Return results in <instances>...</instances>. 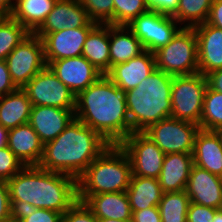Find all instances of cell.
Wrapping results in <instances>:
<instances>
[{"instance_id":"cell-34","label":"cell","mask_w":222,"mask_h":222,"mask_svg":"<svg viewBox=\"0 0 222 222\" xmlns=\"http://www.w3.org/2000/svg\"><path fill=\"white\" fill-rule=\"evenodd\" d=\"M88 17L97 24L113 25V0H79Z\"/></svg>"},{"instance_id":"cell-50","label":"cell","mask_w":222,"mask_h":222,"mask_svg":"<svg viewBox=\"0 0 222 222\" xmlns=\"http://www.w3.org/2000/svg\"><path fill=\"white\" fill-rule=\"evenodd\" d=\"M218 132L220 133V135L222 137V128Z\"/></svg>"},{"instance_id":"cell-49","label":"cell","mask_w":222,"mask_h":222,"mask_svg":"<svg viewBox=\"0 0 222 222\" xmlns=\"http://www.w3.org/2000/svg\"><path fill=\"white\" fill-rule=\"evenodd\" d=\"M0 222H18L16 213H14L13 215L9 216L8 218L0 220Z\"/></svg>"},{"instance_id":"cell-27","label":"cell","mask_w":222,"mask_h":222,"mask_svg":"<svg viewBox=\"0 0 222 222\" xmlns=\"http://www.w3.org/2000/svg\"><path fill=\"white\" fill-rule=\"evenodd\" d=\"M126 193L132 211L158 206L162 190L158 179L132 175Z\"/></svg>"},{"instance_id":"cell-25","label":"cell","mask_w":222,"mask_h":222,"mask_svg":"<svg viewBox=\"0 0 222 222\" xmlns=\"http://www.w3.org/2000/svg\"><path fill=\"white\" fill-rule=\"evenodd\" d=\"M82 56L103 75L110 71L109 24H97L89 32L83 45Z\"/></svg>"},{"instance_id":"cell-13","label":"cell","mask_w":222,"mask_h":222,"mask_svg":"<svg viewBox=\"0 0 222 222\" xmlns=\"http://www.w3.org/2000/svg\"><path fill=\"white\" fill-rule=\"evenodd\" d=\"M97 25L90 21L80 28L56 31L46 34L43 38L44 58L48 66L52 61L82 55L83 45L89 32Z\"/></svg>"},{"instance_id":"cell-5","label":"cell","mask_w":222,"mask_h":222,"mask_svg":"<svg viewBox=\"0 0 222 222\" xmlns=\"http://www.w3.org/2000/svg\"><path fill=\"white\" fill-rule=\"evenodd\" d=\"M131 176L126 152L119 144H110L77 179L78 195L125 192Z\"/></svg>"},{"instance_id":"cell-17","label":"cell","mask_w":222,"mask_h":222,"mask_svg":"<svg viewBox=\"0 0 222 222\" xmlns=\"http://www.w3.org/2000/svg\"><path fill=\"white\" fill-rule=\"evenodd\" d=\"M74 119L75 112L69 109L32 106L28 123L45 145L58 137Z\"/></svg>"},{"instance_id":"cell-20","label":"cell","mask_w":222,"mask_h":222,"mask_svg":"<svg viewBox=\"0 0 222 222\" xmlns=\"http://www.w3.org/2000/svg\"><path fill=\"white\" fill-rule=\"evenodd\" d=\"M97 218L132 220V210L125 192L78 195Z\"/></svg>"},{"instance_id":"cell-12","label":"cell","mask_w":222,"mask_h":222,"mask_svg":"<svg viewBox=\"0 0 222 222\" xmlns=\"http://www.w3.org/2000/svg\"><path fill=\"white\" fill-rule=\"evenodd\" d=\"M131 162L132 175L158 179L165 153L143 132H132L120 144Z\"/></svg>"},{"instance_id":"cell-10","label":"cell","mask_w":222,"mask_h":222,"mask_svg":"<svg viewBox=\"0 0 222 222\" xmlns=\"http://www.w3.org/2000/svg\"><path fill=\"white\" fill-rule=\"evenodd\" d=\"M22 89L32 106H50L75 111L76 96L47 65Z\"/></svg>"},{"instance_id":"cell-30","label":"cell","mask_w":222,"mask_h":222,"mask_svg":"<svg viewBox=\"0 0 222 222\" xmlns=\"http://www.w3.org/2000/svg\"><path fill=\"white\" fill-rule=\"evenodd\" d=\"M190 202L186 190L163 193L158 205L161 222H187Z\"/></svg>"},{"instance_id":"cell-1","label":"cell","mask_w":222,"mask_h":222,"mask_svg":"<svg viewBox=\"0 0 222 222\" xmlns=\"http://www.w3.org/2000/svg\"><path fill=\"white\" fill-rule=\"evenodd\" d=\"M74 112L109 144H120L131 134L125 93L106 75L76 95Z\"/></svg>"},{"instance_id":"cell-43","label":"cell","mask_w":222,"mask_h":222,"mask_svg":"<svg viewBox=\"0 0 222 222\" xmlns=\"http://www.w3.org/2000/svg\"><path fill=\"white\" fill-rule=\"evenodd\" d=\"M207 23L222 29V0H213Z\"/></svg>"},{"instance_id":"cell-26","label":"cell","mask_w":222,"mask_h":222,"mask_svg":"<svg viewBox=\"0 0 222 222\" xmlns=\"http://www.w3.org/2000/svg\"><path fill=\"white\" fill-rule=\"evenodd\" d=\"M32 104L23 89L0 96V124L10 130L27 124Z\"/></svg>"},{"instance_id":"cell-45","label":"cell","mask_w":222,"mask_h":222,"mask_svg":"<svg viewBox=\"0 0 222 222\" xmlns=\"http://www.w3.org/2000/svg\"><path fill=\"white\" fill-rule=\"evenodd\" d=\"M14 6V0H0V17H11Z\"/></svg>"},{"instance_id":"cell-28","label":"cell","mask_w":222,"mask_h":222,"mask_svg":"<svg viewBox=\"0 0 222 222\" xmlns=\"http://www.w3.org/2000/svg\"><path fill=\"white\" fill-rule=\"evenodd\" d=\"M57 0H14L11 17L34 33L53 10Z\"/></svg>"},{"instance_id":"cell-38","label":"cell","mask_w":222,"mask_h":222,"mask_svg":"<svg viewBox=\"0 0 222 222\" xmlns=\"http://www.w3.org/2000/svg\"><path fill=\"white\" fill-rule=\"evenodd\" d=\"M217 210L190 202L187 212V222H212Z\"/></svg>"},{"instance_id":"cell-32","label":"cell","mask_w":222,"mask_h":222,"mask_svg":"<svg viewBox=\"0 0 222 222\" xmlns=\"http://www.w3.org/2000/svg\"><path fill=\"white\" fill-rule=\"evenodd\" d=\"M222 128V93L207 87L203 110L200 120V129L219 131Z\"/></svg>"},{"instance_id":"cell-33","label":"cell","mask_w":222,"mask_h":222,"mask_svg":"<svg viewBox=\"0 0 222 222\" xmlns=\"http://www.w3.org/2000/svg\"><path fill=\"white\" fill-rule=\"evenodd\" d=\"M113 25H128L149 10L144 0H113Z\"/></svg>"},{"instance_id":"cell-15","label":"cell","mask_w":222,"mask_h":222,"mask_svg":"<svg viewBox=\"0 0 222 222\" xmlns=\"http://www.w3.org/2000/svg\"><path fill=\"white\" fill-rule=\"evenodd\" d=\"M190 201L215 209L222 208V177L192 165L186 187Z\"/></svg>"},{"instance_id":"cell-3","label":"cell","mask_w":222,"mask_h":222,"mask_svg":"<svg viewBox=\"0 0 222 222\" xmlns=\"http://www.w3.org/2000/svg\"><path fill=\"white\" fill-rule=\"evenodd\" d=\"M109 145L99 133L75 118L58 137L44 145L38 167L78 179Z\"/></svg>"},{"instance_id":"cell-16","label":"cell","mask_w":222,"mask_h":222,"mask_svg":"<svg viewBox=\"0 0 222 222\" xmlns=\"http://www.w3.org/2000/svg\"><path fill=\"white\" fill-rule=\"evenodd\" d=\"M90 21L79 0H57L53 10L34 34L42 39L48 33L84 27Z\"/></svg>"},{"instance_id":"cell-18","label":"cell","mask_w":222,"mask_h":222,"mask_svg":"<svg viewBox=\"0 0 222 222\" xmlns=\"http://www.w3.org/2000/svg\"><path fill=\"white\" fill-rule=\"evenodd\" d=\"M155 69L154 54L145 50L125 63L114 65L106 76L120 90L127 92L137 87Z\"/></svg>"},{"instance_id":"cell-48","label":"cell","mask_w":222,"mask_h":222,"mask_svg":"<svg viewBox=\"0 0 222 222\" xmlns=\"http://www.w3.org/2000/svg\"><path fill=\"white\" fill-rule=\"evenodd\" d=\"M98 222H132V220H115V219H106V218H98Z\"/></svg>"},{"instance_id":"cell-24","label":"cell","mask_w":222,"mask_h":222,"mask_svg":"<svg viewBox=\"0 0 222 222\" xmlns=\"http://www.w3.org/2000/svg\"><path fill=\"white\" fill-rule=\"evenodd\" d=\"M110 69L125 63L145 51L140 40L126 25L109 24Z\"/></svg>"},{"instance_id":"cell-37","label":"cell","mask_w":222,"mask_h":222,"mask_svg":"<svg viewBox=\"0 0 222 222\" xmlns=\"http://www.w3.org/2000/svg\"><path fill=\"white\" fill-rule=\"evenodd\" d=\"M62 222H98V218L84 202L77 200L62 215Z\"/></svg>"},{"instance_id":"cell-19","label":"cell","mask_w":222,"mask_h":222,"mask_svg":"<svg viewBox=\"0 0 222 222\" xmlns=\"http://www.w3.org/2000/svg\"><path fill=\"white\" fill-rule=\"evenodd\" d=\"M194 30L198 42V72L206 76L222 69V29L205 22Z\"/></svg>"},{"instance_id":"cell-4","label":"cell","mask_w":222,"mask_h":222,"mask_svg":"<svg viewBox=\"0 0 222 222\" xmlns=\"http://www.w3.org/2000/svg\"><path fill=\"white\" fill-rule=\"evenodd\" d=\"M173 76L155 69L137 87L125 93L132 132H144L149 126L171 117Z\"/></svg>"},{"instance_id":"cell-41","label":"cell","mask_w":222,"mask_h":222,"mask_svg":"<svg viewBox=\"0 0 222 222\" xmlns=\"http://www.w3.org/2000/svg\"><path fill=\"white\" fill-rule=\"evenodd\" d=\"M132 222H161L158 206L132 211Z\"/></svg>"},{"instance_id":"cell-2","label":"cell","mask_w":222,"mask_h":222,"mask_svg":"<svg viewBox=\"0 0 222 222\" xmlns=\"http://www.w3.org/2000/svg\"><path fill=\"white\" fill-rule=\"evenodd\" d=\"M7 183L15 213L42 208L63 215L78 200L76 178L38 166H24Z\"/></svg>"},{"instance_id":"cell-40","label":"cell","mask_w":222,"mask_h":222,"mask_svg":"<svg viewBox=\"0 0 222 222\" xmlns=\"http://www.w3.org/2000/svg\"><path fill=\"white\" fill-rule=\"evenodd\" d=\"M14 213L10 201L8 183L7 181L0 179V220L8 218Z\"/></svg>"},{"instance_id":"cell-35","label":"cell","mask_w":222,"mask_h":222,"mask_svg":"<svg viewBox=\"0 0 222 222\" xmlns=\"http://www.w3.org/2000/svg\"><path fill=\"white\" fill-rule=\"evenodd\" d=\"M18 222H62V214L49 209L28 208L16 212Z\"/></svg>"},{"instance_id":"cell-11","label":"cell","mask_w":222,"mask_h":222,"mask_svg":"<svg viewBox=\"0 0 222 222\" xmlns=\"http://www.w3.org/2000/svg\"><path fill=\"white\" fill-rule=\"evenodd\" d=\"M170 15L148 10L127 26L140 40L145 50L154 52L167 45L182 28Z\"/></svg>"},{"instance_id":"cell-46","label":"cell","mask_w":222,"mask_h":222,"mask_svg":"<svg viewBox=\"0 0 222 222\" xmlns=\"http://www.w3.org/2000/svg\"><path fill=\"white\" fill-rule=\"evenodd\" d=\"M9 130L0 124V149L7 147Z\"/></svg>"},{"instance_id":"cell-6","label":"cell","mask_w":222,"mask_h":222,"mask_svg":"<svg viewBox=\"0 0 222 222\" xmlns=\"http://www.w3.org/2000/svg\"><path fill=\"white\" fill-rule=\"evenodd\" d=\"M155 67L172 76L198 73V42L194 28L182 27L165 46L153 52Z\"/></svg>"},{"instance_id":"cell-8","label":"cell","mask_w":222,"mask_h":222,"mask_svg":"<svg viewBox=\"0 0 222 222\" xmlns=\"http://www.w3.org/2000/svg\"><path fill=\"white\" fill-rule=\"evenodd\" d=\"M199 130L195 123L169 117L152 124L143 133L165 154L193 153Z\"/></svg>"},{"instance_id":"cell-31","label":"cell","mask_w":222,"mask_h":222,"mask_svg":"<svg viewBox=\"0 0 222 222\" xmlns=\"http://www.w3.org/2000/svg\"><path fill=\"white\" fill-rule=\"evenodd\" d=\"M30 34L25 26L12 17L0 18V60H5Z\"/></svg>"},{"instance_id":"cell-44","label":"cell","mask_w":222,"mask_h":222,"mask_svg":"<svg viewBox=\"0 0 222 222\" xmlns=\"http://www.w3.org/2000/svg\"><path fill=\"white\" fill-rule=\"evenodd\" d=\"M206 79L209 88L222 93V69L207 74Z\"/></svg>"},{"instance_id":"cell-21","label":"cell","mask_w":222,"mask_h":222,"mask_svg":"<svg viewBox=\"0 0 222 222\" xmlns=\"http://www.w3.org/2000/svg\"><path fill=\"white\" fill-rule=\"evenodd\" d=\"M192 155L194 165L222 177V137L218 131L200 129Z\"/></svg>"},{"instance_id":"cell-22","label":"cell","mask_w":222,"mask_h":222,"mask_svg":"<svg viewBox=\"0 0 222 222\" xmlns=\"http://www.w3.org/2000/svg\"><path fill=\"white\" fill-rule=\"evenodd\" d=\"M7 146L24 166L40 163L44 144L29 123L9 130Z\"/></svg>"},{"instance_id":"cell-9","label":"cell","mask_w":222,"mask_h":222,"mask_svg":"<svg viewBox=\"0 0 222 222\" xmlns=\"http://www.w3.org/2000/svg\"><path fill=\"white\" fill-rule=\"evenodd\" d=\"M11 80L22 89L45 66L42 39L31 33L5 59Z\"/></svg>"},{"instance_id":"cell-29","label":"cell","mask_w":222,"mask_h":222,"mask_svg":"<svg viewBox=\"0 0 222 222\" xmlns=\"http://www.w3.org/2000/svg\"><path fill=\"white\" fill-rule=\"evenodd\" d=\"M213 0H179L172 17L181 27L194 28L207 22Z\"/></svg>"},{"instance_id":"cell-42","label":"cell","mask_w":222,"mask_h":222,"mask_svg":"<svg viewBox=\"0 0 222 222\" xmlns=\"http://www.w3.org/2000/svg\"><path fill=\"white\" fill-rule=\"evenodd\" d=\"M16 89L11 80L5 60H0V96H5Z\"/></svg>"},{"instance_id":"cell-36","label":"cell","mask_w":222,"mask_h":222,"mask_svg":"<svg viewBox=\"0 0 222 222\" xmlns=\"http://www.w3.org/2000/svg\"><path fill=\"white\" fill-rule=\"evenodd\" d=\"M24 164L7 147L0 149V179L8 181L16 175Z\"/></svg>"},{"instance_id":"cell-39","label":"cell","mask_w":222,"mask_h":222,"mask_svg":"<svg viewBox=\"0 0 222 222\" xmlns=\"http://www.w3.org/2000/svg\"><path fill=\"white\" fill-rule=\"evenodd\" d=\"M149 10L172 16L178 6L179 0H144Z\"/></svg>"},{"instance_id":"cell-47","label":"cell","mask_w":222,"mask_h":222,"mask_svg":"<svg viewBox=\"0 0 222 222\" xmlns=\"http://www.w3.org/2000/svg\"><path fill=\"white\" fill-rule=\"evenodd\" d=\"M212 222H222V208L215 212L214 219Z\"/></svg>"},{"instance_id":"cell-23","label":"cell","mask_w":222,"mask_h":222,"mask_svg":"<svg viewBox=\"0 0 222 222\" xmlns=\"http://www.w3.org/2000/svg\"><path fill=\"white\" fill-rule=\"evenodd\" d=\"M192 165V153L166 154L158 177L162 192L186 190Z\"/></svg>"},{"instance_id":"cell-7","label":"cell","mask_w":222,"mask_h":222,"mask_svg":"<svg viewBox=\"0 0 222 222\" xmlns=\"http://www.w3.org/2000/svg\"><path fill=\"white\" fill-rule=\"evenodd\" d=\"M208 87L202 73L173 76L171 88V118L185 120L200 126L203 101Z\"/></svg>"},{"instance_id":"cell-14","label":"cell","mask_w":222,"mask_h":222,"mask_svg":"<svg viewBox=\"0 0 222 222\" xmlns=\"http://www.w3.org/2000/svg\"><path fill=\"white\" fill-rule=\"evenodd\" d=\"M48 66L75 96L103 75L82 55L55 60Z\"/></svg>"}]
</instances>
